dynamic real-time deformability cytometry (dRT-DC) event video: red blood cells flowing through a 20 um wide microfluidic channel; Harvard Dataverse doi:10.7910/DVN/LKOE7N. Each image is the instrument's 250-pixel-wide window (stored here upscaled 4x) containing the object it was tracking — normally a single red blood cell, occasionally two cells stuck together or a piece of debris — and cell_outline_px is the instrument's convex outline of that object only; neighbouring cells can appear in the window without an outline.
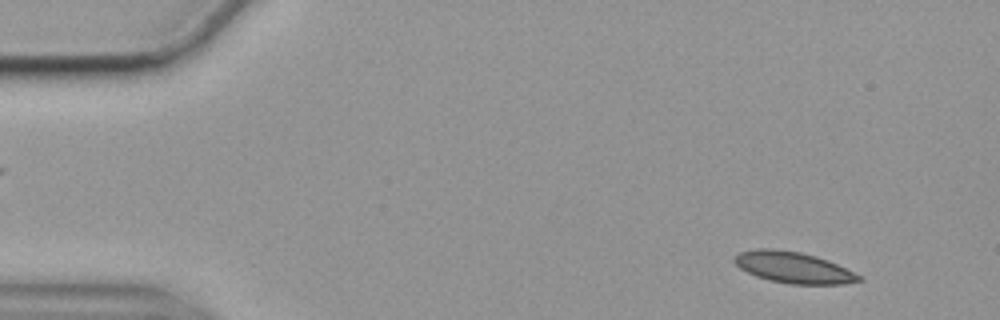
{"species": "common noctule bat (a hibernating species)", "species_latin": "Nyctalus noctula", "temperature_condition": "cold", "stored_images_in_passage": 52, "camera_frame_rate_fps": 3000, "um_per_image_px": 0.085, "animal": {"sex": "female", "body_mass_g": 19.9}, "frame": {"image": 1, "passage_image": 1, "time_ms": 0.0, "image_size_px": [1000, 320], "cell_outline_px": [[864, 280], [844, 284], [788, 284], [768, 280], [756, 276], [740, 268], [732, 260], [732, 256], [740, 252], [756, 248], [768, 248], [800, 252], [816, 256], [828, 260], [860, 276]], "centroid_in_image_um": [67.39, 22.73], "position_along_channel_um": 17.6, "area_um2": 22.6}}
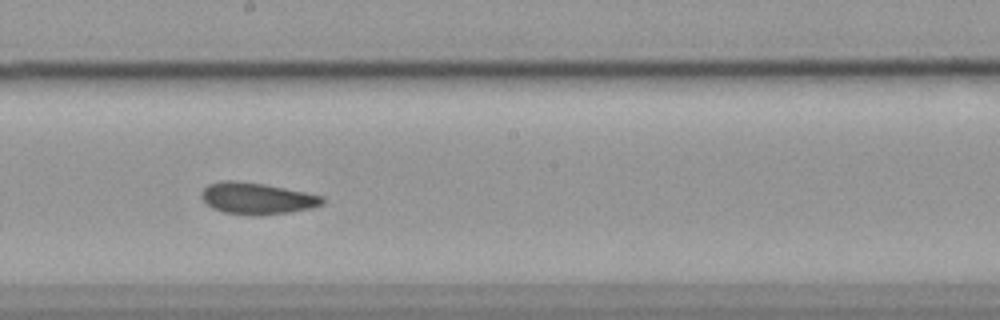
{"frame": {"image": 2, "passage_image": 27, "time_ms": 8.667, "image_size_px": [1000, 320], "cell_outline_px": [[324, 204], [312, 208], [288, 212], [256, 216], [252, 216], [224, 212], [212, 208], [200, 196], [200, 192], [208, 184], [224, 180], [236, 180], [264, 184], [324, 196]], "centroid_in_image_um": [21.83, 16.86], "position_along_channel_um": 226.4, "area_um2": 22.31}}
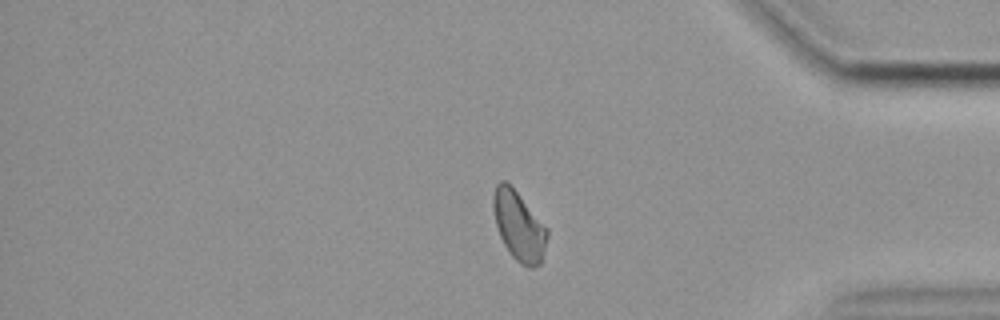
{"frame": {"image": 3, "passage_image": 43, "time_ms": 14.0, "image_size_px": [1000, 320], "cell_outline_px": [[548, 236], [540, 264], [536, 268], [528, 268], [520, 264], [512, 256], [504, 244], [500, 236], [496, 224], [492, 208], [492, 196], [496, 184], [500, 180], [504, 180], [516, 192], [548, 228]], "centroid_in_image_um": [44.1, 19.23], "position_along_channel_um": 391.1, "area_um2": 21.68}, "authors_computed_cell_mechanics": {"area_um2": 22.2819, "velocity_mm_per_s": 3.5127, "shape_relaxation_time_tau1_ms": null, "shape_relaxation_time_tau2_ms": 2.4019, "deformation_change_tau1": null, "deformation_change_tau2": 0.0868}}